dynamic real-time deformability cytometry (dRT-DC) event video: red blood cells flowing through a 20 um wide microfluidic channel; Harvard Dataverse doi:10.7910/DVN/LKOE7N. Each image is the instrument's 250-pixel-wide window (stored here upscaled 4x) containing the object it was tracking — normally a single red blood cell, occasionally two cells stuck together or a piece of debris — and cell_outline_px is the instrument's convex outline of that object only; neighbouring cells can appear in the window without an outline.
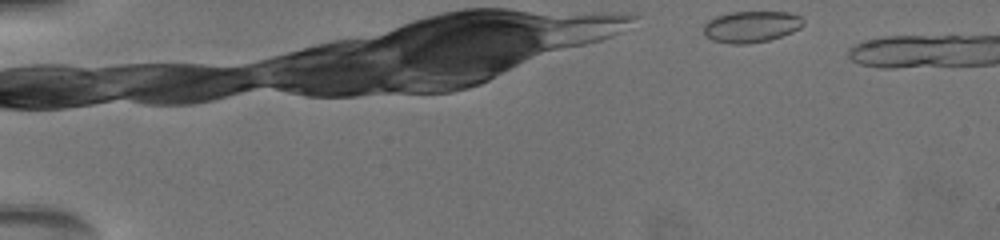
{"species": "common noctule bat (a hibernating species)", "species_latin": "Nyctalus noctula", "temperature_condition": "warm", "stored_images_in_passage": 2, "camera_frame_rate_fps": 3000, "um_per_image_px": 0.085, "animal": {"sex": "female", "body_mass_g": 19.5, "forearm_length_mm": 54.1}, "frame": {"image": 1, "passage_image": 1, "time_ms": 0.0, "image_size_px": [1000, 240], "cell_outline_px": [[804, 24], [800, 28], [792, 32], [768, 40], [744, 44], [732, 44], [712, 40], [704, 32], [704, 24], [708, 20], [716, 16], [732, 12], [788, 12], [800, 16], [804, 20]], "centroid_in_image_um": [63.87, 2.26], "position_along_channel_um": 21.1, "area_um2": 18.09}}